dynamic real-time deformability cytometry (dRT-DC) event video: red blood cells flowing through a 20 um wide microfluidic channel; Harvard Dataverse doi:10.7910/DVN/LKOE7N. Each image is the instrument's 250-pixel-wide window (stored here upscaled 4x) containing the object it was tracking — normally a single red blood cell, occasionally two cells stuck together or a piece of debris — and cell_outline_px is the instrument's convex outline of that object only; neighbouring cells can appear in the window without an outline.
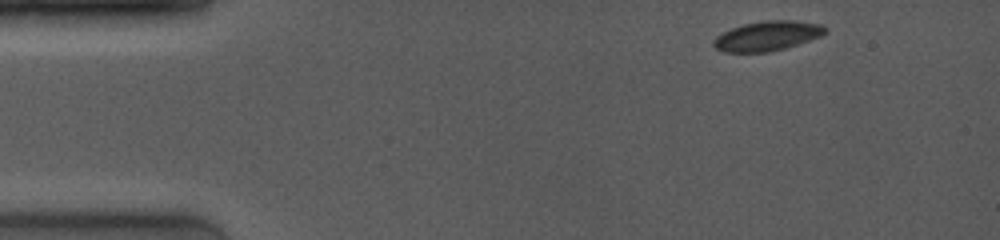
{"species": "common noctule bat (a hibernating species)", "species_latin": "Nyctalus noctula", "temperature_condition": "room temperature", "stored_images_in_passage": 9, "camera_frame_rate_fps": 4000, "um_per_image_px": 0.085, "animal": {"sex": "female", "body_mass_g": 19.0, "forearm_length_mm": 53.3}, "frame": {"image": 1, "passage_image": 1, "time_ms": 0.0, "image_size_px": [1000, 240], "cell_outline_px": [[828, 32], [820, 36], [788, 48], [768, 52], [724, 52], [716, 48], [712, 44], [712, 40], [716, 36], [732, 28], [744, 24], [764, 20], [792, 20], [820, 24], [828, 28]], "centroid_in_image_um": [65.24, 3.06], "position_along_channel_um": 19.8, "area_um2": 19.42}}
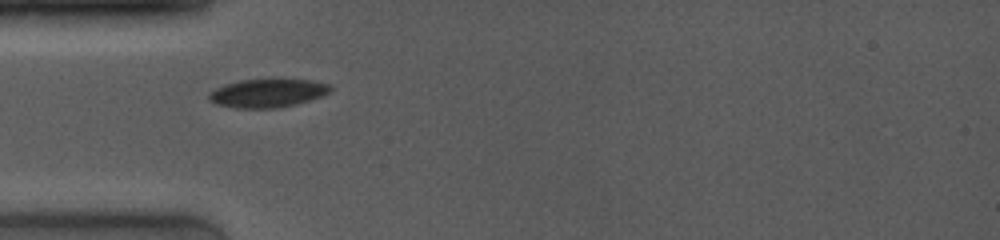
{"frame": {"image": 2, "passage_image": 6, "time_ms": 3.25, "image_size_px": [1000, 240], "cell_outline_px": [[332, 92], [324, 96], [296, 104], [276, 108], [236, 108], [216, 104], [208, 100], [208, 92], [224, 84], [240, 80], [312, 80], [332, 84]], "centroid_in_image_um": [22.77, 7.92], "position_along_channel_um": 62.2, "area_um2": 20.29}}
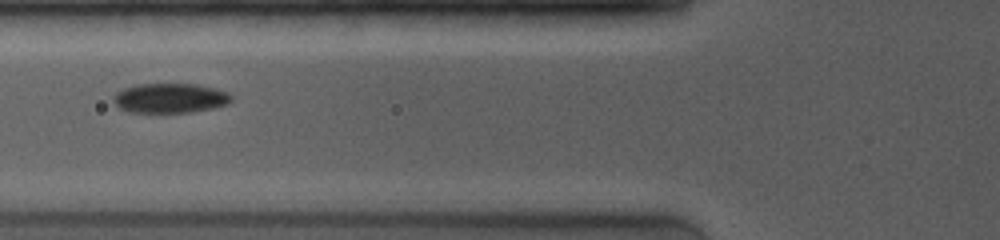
{"frame": {"image": 3, "passage_image": 8, "time_ms": 4.5, "image_size_px": [1000, 240], "cell_outline_px": [[232, 100], [228, 104], [212, 108], [192, 112], [128, 112], [116, 108], [112, 100], [112, 96], [116, 92], [124, 88], [136, 84], [196, 84], [216, 88], [228, 92], [232, 96]], "centroid_in_image_um": [14.42, 8.34], "position_along_channel_um": 111.4, "area_um2": 20.69}}